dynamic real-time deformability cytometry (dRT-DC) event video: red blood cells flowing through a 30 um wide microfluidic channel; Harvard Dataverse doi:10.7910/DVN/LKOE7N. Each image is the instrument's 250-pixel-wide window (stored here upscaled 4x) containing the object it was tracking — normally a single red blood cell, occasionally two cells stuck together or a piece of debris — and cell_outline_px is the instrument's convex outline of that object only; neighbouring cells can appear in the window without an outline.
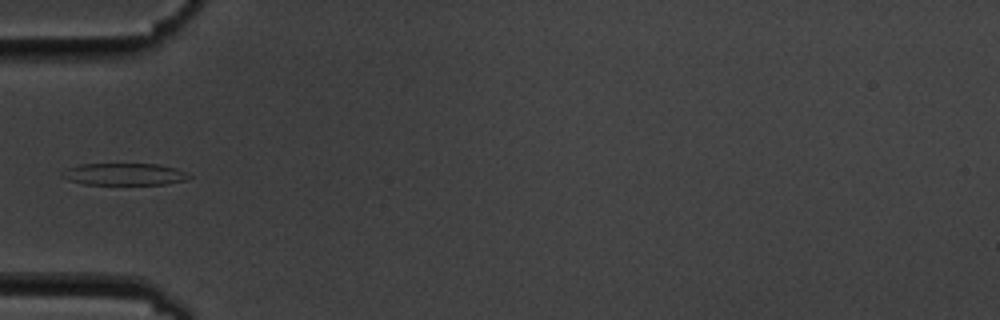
{"species": "common noctule bat (a hibernating species)", "species_latin": "Nyctalus noctula", "temperature_condition": "cold", "stored_images_in_passage": 6, "camera_frame_rate_fps": 3000, "um_per_image_px": 0.085, "animal": {"sex": "male", "body_mass_g": 19.5, "forearm_length_mm": 54.6}, "frame": {"image": 1, "passage_image": 6, "time_ms": 6.0, "image_size_px": [1000, 320], "cell_outline_px": [[192, 176], [188, 180], [168, 184], [84, 184], [68, 180], [60, 176], [60, 172], [68, 168], [80, 164], [156, 164], [176, 168]], "centroid_in_image_um": [10.56, 14.81], "position_along_channel_um": 74.4, "area_um2": 16.3}}